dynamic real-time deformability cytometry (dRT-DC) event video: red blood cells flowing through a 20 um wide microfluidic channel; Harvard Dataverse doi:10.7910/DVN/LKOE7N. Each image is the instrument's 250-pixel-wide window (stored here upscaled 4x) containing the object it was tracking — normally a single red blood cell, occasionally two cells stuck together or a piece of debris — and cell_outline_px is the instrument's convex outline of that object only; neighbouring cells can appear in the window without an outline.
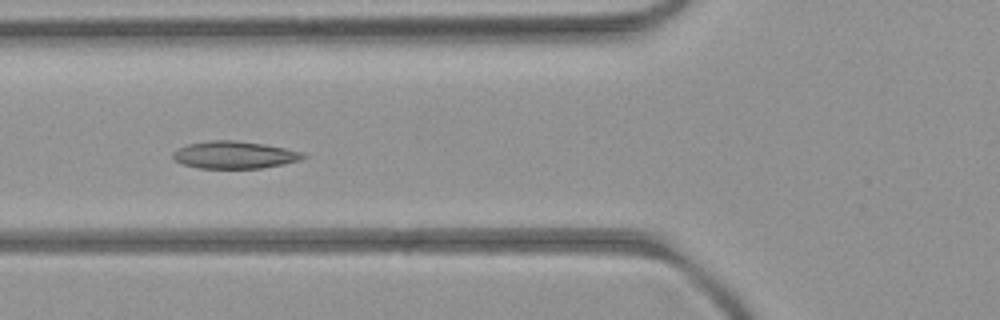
{"species": "common noctule bat (a hibernating species)", "species_latin": "Nyctalus noctula", "temperature_condition": "room temperature", "stored_images_in_passage": 6, "camera_frame_rate_fps": 3000, "um_per_image_px": 0.085, "animal": {"sex": "female", "body_mass_g": 21.9}, "frame": {"image": 1, "passage_image": 6, "time_ms": 5.667, "image_size_px": [1000, 320], "cell_outline_px": [[308, 156], [300, 160], [284, 164], [260, 168], [196, 168], [184, 164], [176, 160], [172, 156], [172, 152], [188, 144], [208, 140], [236, 140], [264, 144], [284, 148], [300, 152]], "centroid_in_image_um": [19.92, 13.16], "position_along_channel_um": 105.9, "area_um2": 20.63}}